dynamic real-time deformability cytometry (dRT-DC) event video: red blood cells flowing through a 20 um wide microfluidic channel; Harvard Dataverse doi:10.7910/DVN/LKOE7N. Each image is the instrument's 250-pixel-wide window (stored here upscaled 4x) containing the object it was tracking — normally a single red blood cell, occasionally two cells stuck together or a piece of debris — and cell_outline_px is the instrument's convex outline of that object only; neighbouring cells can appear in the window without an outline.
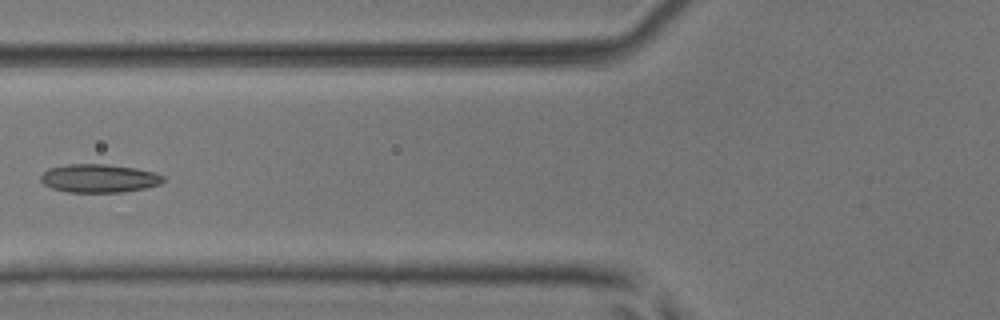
{"species": "common noctule bat (a hibernating species)", "species_latin": "Nyctalus noctula", "temperature_condition": "room temperature", "stored_images_in_passage": 7, "camera_frame_rate_fps": 3000, "um_per_image_px": 0.085, "animal": {"sex": "male", "body_mass_g": 17.9, "forearm_length_mm": 54.2}, "frame": {"image": 1, "passage_image": 7, "time_ms": 2.0, "image_size_px": [1000, 320], "cell_outline_px": [[164, 180], [160, 184], [144, 188], [124, 192], [68, 192], [52, 188], [44, 184], [40, 180], [40, 176], [48, 168], [68, 164], [108, 164], [136, 168], [152, 172], [164, 176]], "centroid_in_image_um": [8.4, 15.15], "position_along_channel_um": 117.4, "area_um2": 20.23}}